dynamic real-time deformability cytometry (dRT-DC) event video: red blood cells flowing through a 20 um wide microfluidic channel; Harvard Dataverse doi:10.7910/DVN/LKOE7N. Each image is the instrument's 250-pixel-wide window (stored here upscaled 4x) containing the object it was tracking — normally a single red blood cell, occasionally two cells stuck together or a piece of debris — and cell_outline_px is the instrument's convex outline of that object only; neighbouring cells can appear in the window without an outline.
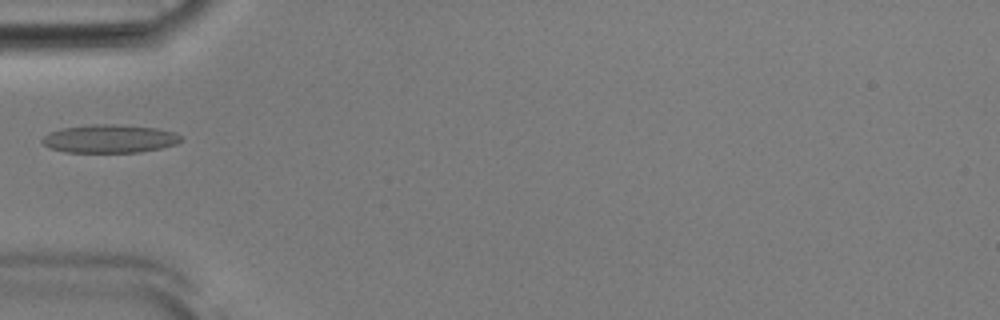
{"species": "Egyptian fruit bat (a non-hibernating species)", "species_latin": "Rousettus aegyptiacus", "temperature_condition": "room temperature", "stored_images_in_passage": 36, "camera_frame_rate_fps": 3000, "um_per_image_px": 0.085, "animal": {"sex": "male"}, "frame": {"image": 1, "passage_image": 1, "time_ms": 0.0, "image_size_px": [1000, 320], "cell_outline_px": [[184, 136], [176, 144], [160, 148], [140, 152], [64, 152], [52, 148], [44, 144], [40, 140], [48, 132], [64, 128], [92, 124], [116, 124], [156, 128], [176, 132]], "centroid_in_image_um": [9.34, 11.79], "position_along_channel_um": 75.7, "area_um2": 22.83}}
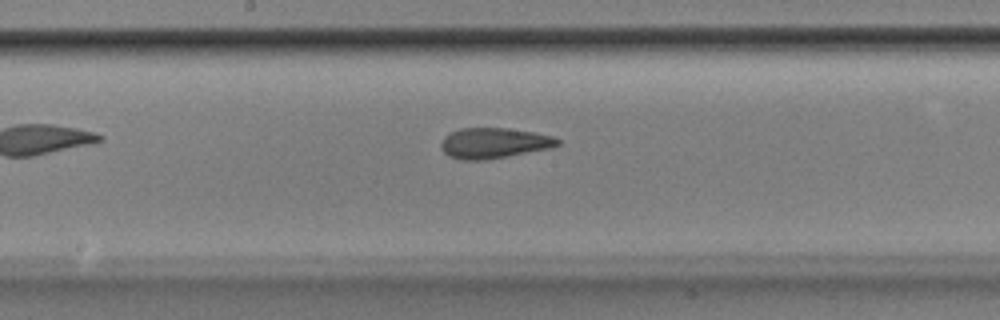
{"frame": {"image": 2, "passage_image": 11, "time_ms": 3.333, "image_size_px": [1000, 320], "cell_outline_px": [[560, 144], [552, 148], [488, 160], [460, 160], [448, 156], [440, 148], [440, 144], [444, 136], [460, 128], [508, 128], [556, 136], [560, 140]], "centroid_in_image_um": [42.0, 12.17], "position_along_channel_um": 206.2, "area_um2": 21.04}}
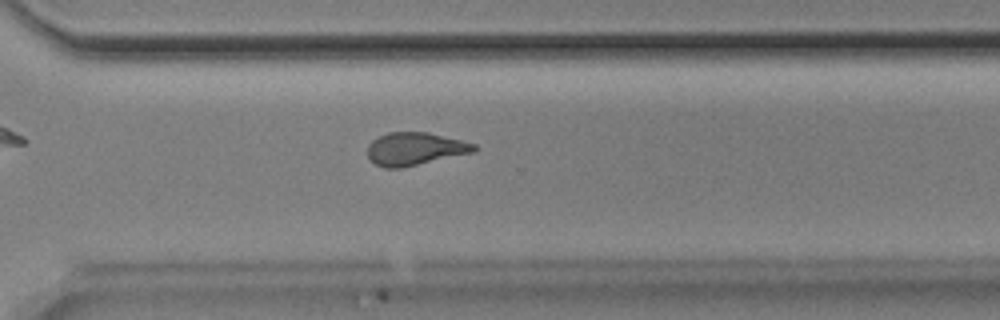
{"frame": {"image": 3, "passage_image": 21, "time_ms": 6.667, "image_size_px": [1000, 320], "cell_outline_px": [[480, 148], [476, 152], [400, 168], [384, 168], [376, 164], [368, 156], [368, 144], [372, 140], [388, 132], [428, 132], [476, 144]], "centroid_in_image_um": [35.31, 12.65], "position_along_channel_um": 335.3, "area_um2": 20.4}}